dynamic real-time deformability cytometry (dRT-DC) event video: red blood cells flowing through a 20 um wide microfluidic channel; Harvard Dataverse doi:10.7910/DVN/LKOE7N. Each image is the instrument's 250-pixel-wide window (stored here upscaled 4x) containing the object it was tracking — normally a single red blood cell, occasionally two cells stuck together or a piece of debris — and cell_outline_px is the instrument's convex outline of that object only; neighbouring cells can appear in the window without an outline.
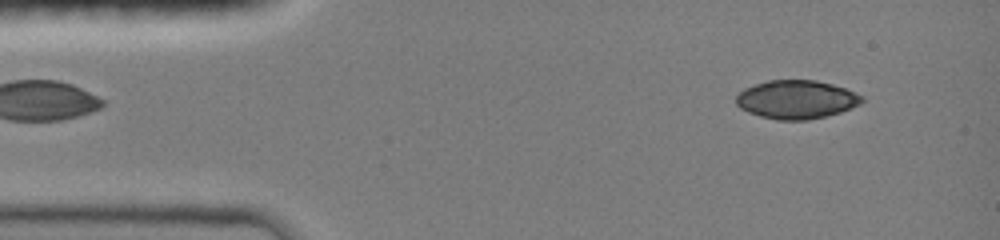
{"species": "common noctule bat (a hibernating species)", "species_latin": "Nyctalus noctula", "temperature_condition": "room temperature", "stored_images_in_passage": 46, "camera_frame_rate_fps": 3000, "um_per_image_px": 0.085, "animal": {"sex": "female", "body_mass_g": 19.0, "forearm_length_mm": 51.5}, "frame": {"image": 1, "passage_image": 4, "time_ms": 1.0, "image_size_px": [1000, 240], "cell_outline_px": [[864, 100], [860, 104], [840, 112], [808, 120], [776, 120], [760, 116], [748, 112], [740, 108], [736, 104], [736, 96], [744, 88], [768, 80], [816, 80], [832, 84], [844, 88], [864, 96]], "centroid_in_image_um": [67.68, 8.46], "position_along_channel_um": 17.3, "area_um2": 28.21}}
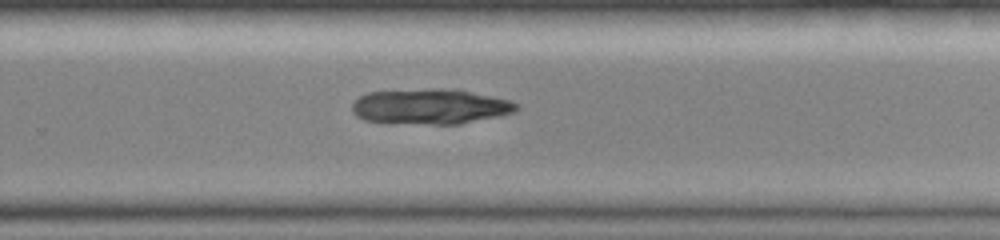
{"frame": {"image": 2, "passage_image": 30, "time_ms": 9.667, "image_size_px": [1000, 240], "cell_outline_px": [[520, 108], [512, 112], [500, 116], [460, 124], [388, 124], [364, 120], [356, 116], [352, 112], [352, 104], [360, 96], [368, 92], [424, 88], [436, 88], [468, 92], [508, 100], [520, 104]], "centroid_in_image_um": [36.5, 9.08], "position_along_channel_um": 293.3, "area_um2": 34.04}}
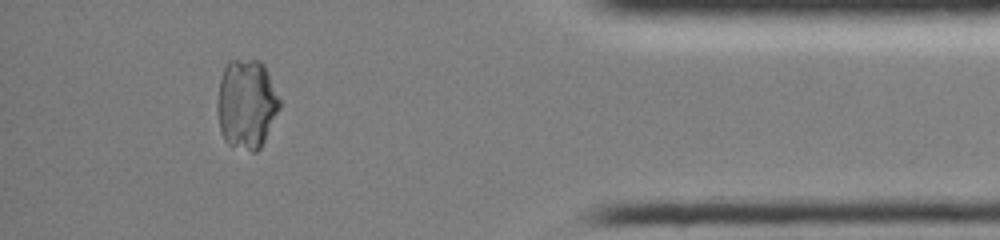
{"frame": {"image": 3, "passage_image": 41, "time_ms": 13.333, "image_size_px": [1000, 240], "cell_outline_px": [[280, 108], [260, 148], [256, 152], [252, 152], [228, 144], [224, 140], [220, 132], [216, 108], [216, 100], [220, 80], [224, 68], [228, 60], [260, 60], [264, 64], [268, 72], [280, 100]], "centroid_in_image_um": [20.93, 8.84], "position_along_channel_um": 414.3, "area_um2": 32.71}}